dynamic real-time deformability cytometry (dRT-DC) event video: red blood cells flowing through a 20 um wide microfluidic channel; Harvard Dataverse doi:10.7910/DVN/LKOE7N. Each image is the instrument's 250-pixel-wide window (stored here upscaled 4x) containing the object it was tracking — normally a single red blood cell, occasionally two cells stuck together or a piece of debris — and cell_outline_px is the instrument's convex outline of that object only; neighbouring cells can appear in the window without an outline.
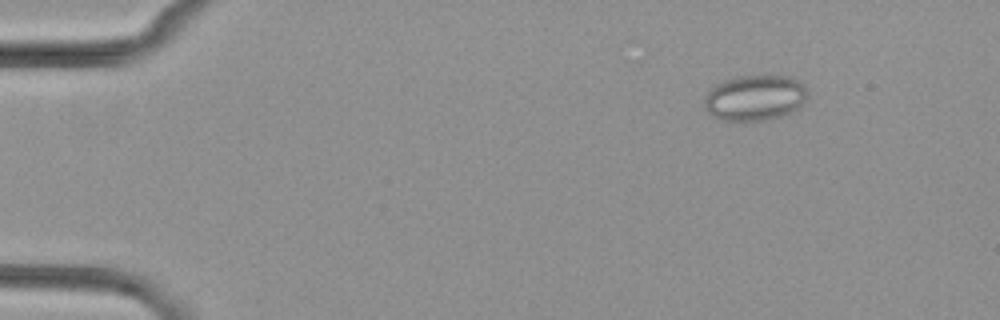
{"species": "common noctule bat (a hibernating species)", "species_latin": "Nyctalus noctula", "temperature_condition": "cold", "stored_images_in_passage": 55, "camera_frame_rate_fps": 3000, "um_per_image_px": 0.085, "animal": {"sex": "female", "body_mass_g": 29.2, "forearm_length_mm": 56.3}, "frame": {"image": 1, "passage_image": 8, "time_ms": 2.333, "image_size_px": [1000, 320], "cell_outline_px": [[808, 96], [796, 108], [780, 116], [768, 120], [724, 120], [712, 116], [704, 108], [704, 96], [716, 84], [724, 80], [736, 76], [788, 76], [804, 84], [808, 92]], "centroid_in_image_um": [64.13, 8.3], "position_along_channel_um": 20.9, "area_um2": 27.22}}
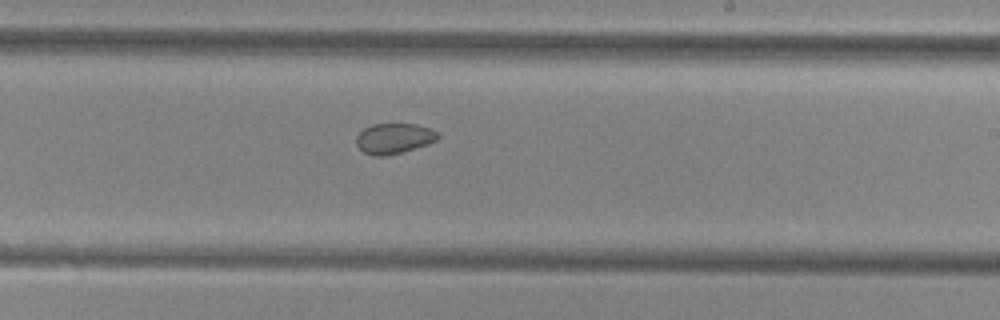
{"frame": {"image": 2, "passage_image": 34, "time_ms": 11.0, "image_size_px": [1000, 320], "cell_outline_px": [[440, 136], [436, 140], [428, 144], [400, 152], [384, 156], [372, 156], [364, 152], [356, 144], [356, 136], [364, 128], [372, 124], [416, 124], [440, 132]], "centroid_in_image_um": [33.49, 11.76], "position_along_channel_um": 255.5, "area_um2": 14.39}}
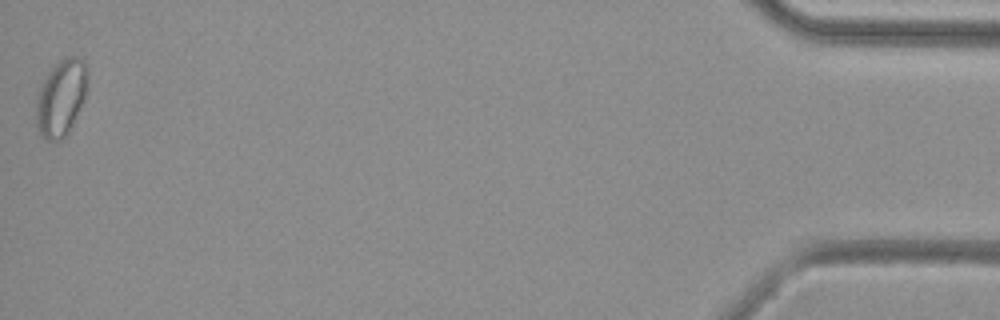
{"frame": {"image": 3, "passage_image": 55, "time_ms": 18.0, "image_size_px": [1000, 320], "cell_outline_px": [[88, 76], [84, 100], [68, 132], [60, 140], [48, 140], [40, 132], [36, 124], [36, 100], [40, 88], [48, 72], [60, 60], [68, 56], [76, 56], [84, 60], [88, 68]], "centroid_in_image_um": [5.21, 8.27], "position_along_channel_um": 430.0, "area_um2": 22.66}, "authors_computed_cell_mechanics": {"area_um2": 18.6116, "velocity_mm_per_s": 3.8422, "shape_relaxation_time_tau1_ms": null, "shape_relaxation_time_tau2_ms": 3.7301, "deformation_change_tau1": null, "deformation_change_tau2": 0.0573}}